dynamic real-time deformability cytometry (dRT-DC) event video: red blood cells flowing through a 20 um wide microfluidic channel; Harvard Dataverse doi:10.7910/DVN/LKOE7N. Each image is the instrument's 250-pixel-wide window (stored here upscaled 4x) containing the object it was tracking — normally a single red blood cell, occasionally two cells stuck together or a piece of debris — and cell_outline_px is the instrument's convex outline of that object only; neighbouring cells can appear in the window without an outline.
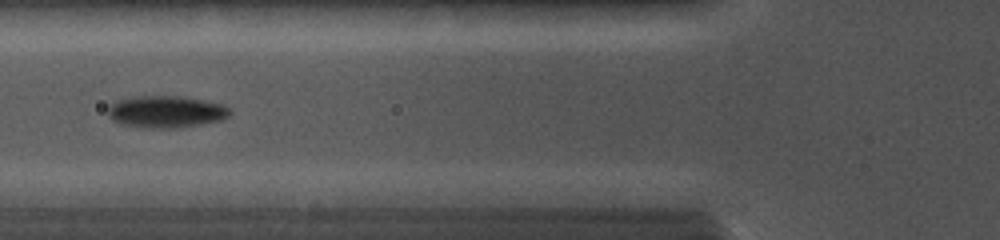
{"species": "common noctule bat (a hibernating species)", "species_latin": "Nyctalus noctula", "temperature_condition": "cold", "stored_images_in_passage": 8, "camera_frame_rate_fps": 5000, "um_per_image_px": 0.085, "animal": {"sex": "female", "body_mass_g": 19.0, "forearm_length_mm": 56.7}, "frame": {"image": 1, "passage_image": 3, "time_ms": 1.8, "image_size_px": [1000, 240], "cell_outline_px": [[232, 112], [228, 116], [220, 120], [200, 124], [176, 128], [140, 128], [124, 124], [112, 120], [108, 116], [108, 108], [116, 100], [132, 96], [184, 96], [224, 104], [232, 108]], "centroid_in_image_um": [14.13, 9.49], "position_along_channel_um": 111.7, "area_um2": 23.0}}
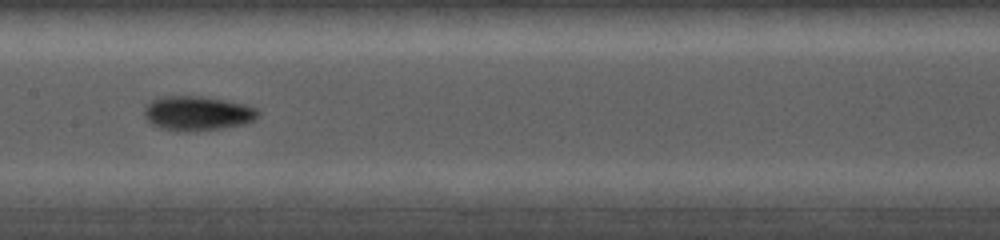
{"frame": {"image": 2, "passage_image": 5, "time_ms": 3.6, "image_size_px": [1000, 240], "cell_outline_px": [[260, 116], [244, 124], [220, 128], [184, 132], [176, 132], [160, 128], [152, 124], [144, 116], [144, 104], [156, 96], [200, 96], [224, 100], [244, 104], [256, 108], [260, 112]], "centroid_in_image_um": [16.72, 9.62], "position_along_channel_um": 190.7, "area_um2": 23.12}}
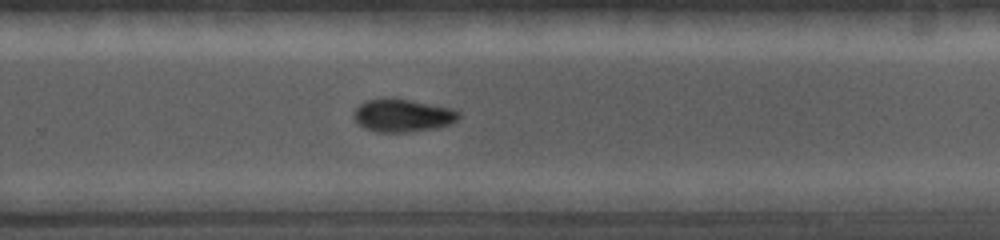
{"frame": {"image": 3, "passage_image": 8, "time_ms": 6.0, "image_size_px": [1000, 240], "cell_outline_px": [[460, 116], [456, 120], [448, 124], [436, 128], [408, 132], [376, 132], [364, 128], [356, 124], [352, 116], [352, 112], [360, 104], [368, 100], [384, 96], [408, 100], [452, 108], [460, 112]], "centroid_in_image_um": [34.15, 9.81], "position_along_channel_um": 295.6, "area_um2": 20.35}}